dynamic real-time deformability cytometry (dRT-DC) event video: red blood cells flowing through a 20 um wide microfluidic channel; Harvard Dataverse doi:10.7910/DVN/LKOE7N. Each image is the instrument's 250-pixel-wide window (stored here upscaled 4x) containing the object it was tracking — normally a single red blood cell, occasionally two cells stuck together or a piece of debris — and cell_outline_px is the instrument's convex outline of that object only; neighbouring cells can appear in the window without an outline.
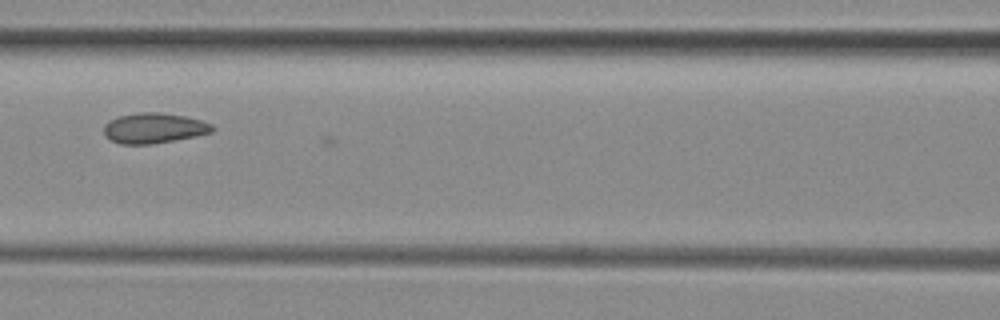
{"species": "common noctule bat (a hibernating species)", "species_latin": "Nyctalus noctula", "temperature_condition": "room temperature", "stored_images_in_passage": 27, "camera_frame_rate_fps": 3000, "um_per_image_px": 0.085, "animal": {"sex": "female", "body_mass_g": 29.2, "forearm_length_mm": 56.3}, "frame": {"image": 1, "passage_image": 23, "time_ms": 7.333, "image_size_px": [1000, 320], "cell_outline_px": [[216, 128], [212, 132], [196, 136], [152, 144], [120, 144], [112, 140], [104, 132], [104, 124], [108, 120], [120, 116], [140, 112], [160, 112], [184, 116], [200, 120], [212, 124]], "centroid_in_image_um": [13.1, 10.88], "position_along_channel_um": 153.5, "area_um2": 19.07}}
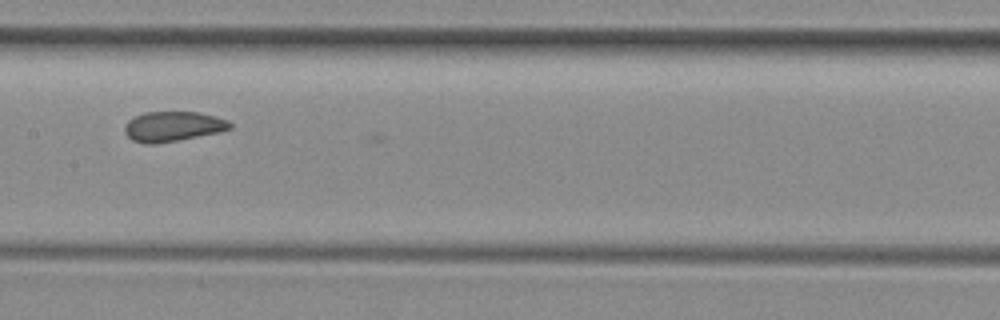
{"frame": {"image": 2, "passage_image": 26, "time_ms": 8.333, "image_size_px": [1000, 320], "cell_outline_px": [[232, 128], [220, 132], [156, 144], [148, 144], [132, 140], [124, 132], [124, 128], [128, 120], [144, 112], [200, 112], [216, 116], [228, 120], [232, 124]], "centroid_in_image_um": [14.71, 10.74], "position_along_channel_um": 192.7, "area_um2": 18.44}}